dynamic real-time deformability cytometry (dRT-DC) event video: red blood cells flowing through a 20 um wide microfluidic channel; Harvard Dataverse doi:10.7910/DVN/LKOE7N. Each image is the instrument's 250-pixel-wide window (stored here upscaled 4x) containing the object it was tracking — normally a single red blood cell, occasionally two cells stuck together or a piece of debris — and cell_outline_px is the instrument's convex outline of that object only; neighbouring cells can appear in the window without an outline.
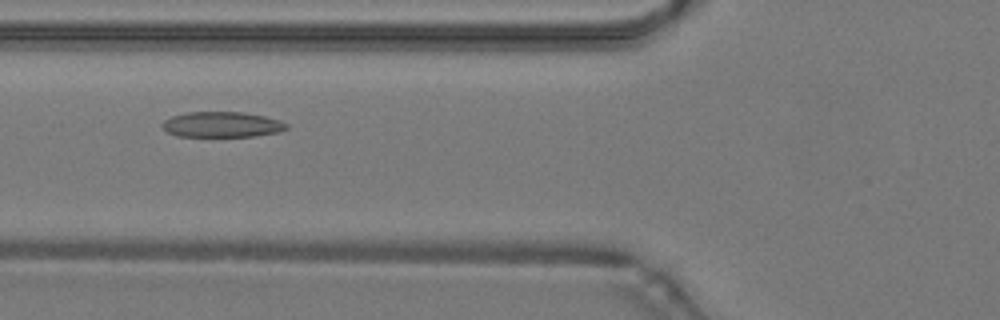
{"species": "common noctule bat (a hibernating species)", "species_latin": "Nyctalus noctula", "temperature_condition": "warm", "stored_images_in_passage": 33, "camera_frame_rate_fps": 3000, "um_per_image_px": 0.085, "animal": {"sex": "male", "body_mass_g": 19.2, "forearm_length_mm": 51.8}, "frame": {"image": 1, "passage_image": 3, "time_ms": 0.667, "image_size_px": [1000, 320], "cell_outline_px": [[288, 128], [280, 132], [256, 136], [176, 136], [168, 132], [160, 124], [164, 120], [172, 116], [188, 112], [244, 112], [264, 116], [280, 120], [288, 124]], "centroid_in_image_um": [18.89, 10.58], "position_along_channel_um": 106.9, "area_um2": 18.5}}
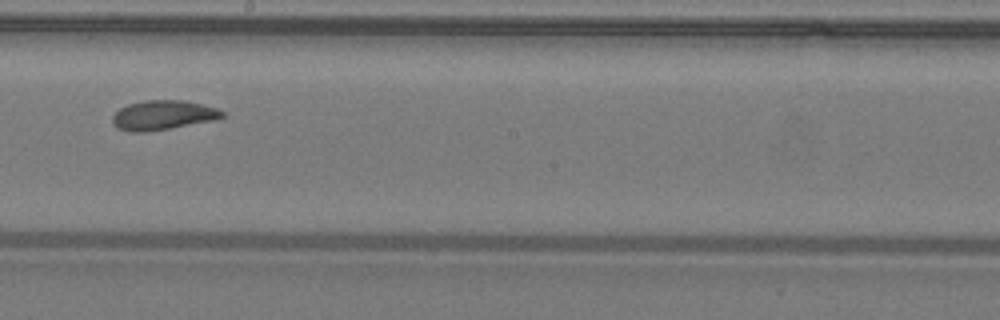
{"frame": {"image": 2, "passage_image": 12, "time_ms": 3.667, "image_size_px": [1000, 320], "cell_outline_px": [[224, 116], [212, 120], [168, 128], [144, 132], [128, 132], [116, 128], [112, 124], [112, 116], [120, 108], [128, 104], [144, 100], [184, 100], [216, 108], [224, 112]], "centroid_in_image_um": [13.78, 9.78], "position_along_channel_um": 234.4, "area_um2": 18.67}}
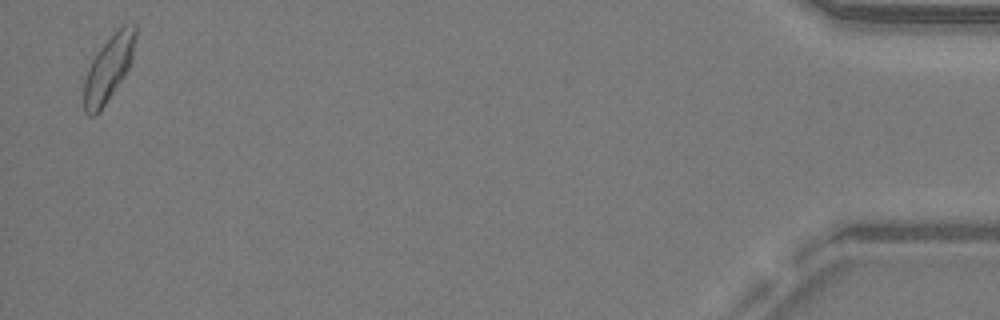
{"frame": {"image": 3, "passage_image": 32, "time_ms": 10.333, "image_size_px": [1000, 320], "cell_outline_px": [[136, 36], [132, 60], [124, 76], [100, 112], [92, 116], [88, 116], [84, 112], [84, 80], [88, 68], [96, 52], [124, 24], [136, 24]], "centroid_in_image_um": [9.22, 5.85], "position_along_channel_um": 426.0, "area_um2": 19.48}}